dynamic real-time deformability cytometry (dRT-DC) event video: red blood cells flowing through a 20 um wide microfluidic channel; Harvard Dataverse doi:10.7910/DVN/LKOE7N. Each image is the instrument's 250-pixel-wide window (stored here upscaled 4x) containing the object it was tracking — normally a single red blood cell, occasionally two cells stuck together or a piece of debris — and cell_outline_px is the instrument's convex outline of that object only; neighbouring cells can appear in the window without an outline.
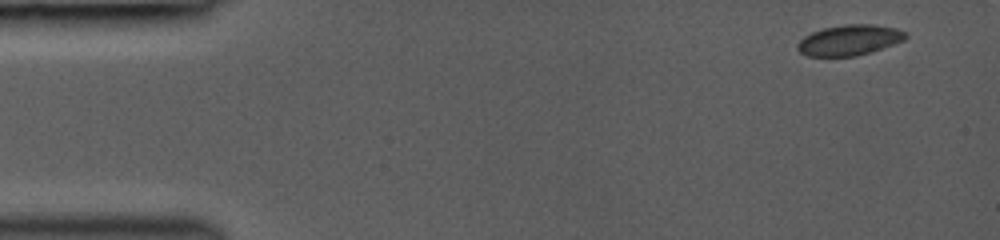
{"species": "common noctule bat (a hibernating species)", "species_latin": "Nyctalus noctula", "temperature_condition": "room temperature", "stored_images_in_passage": 38, "camera_frame_rate_fps": 3000, "um_per_image_px": 0.085, "animal": {"sex": "female", "body_mass_g": 19.0, "forearm_length_mm": 53.3}, "frame": {"image": 1, "passage_image": 1, "time_ms": 0.0, "image_size_px": [1000, 240], "cell_outline_px": [[908, 36], [904, 40], [872, 52], [856, 56], [808, 56], [800, 52], [796, 48], [796, 44], [804, 36], [812, 32], [824, 28], [844, 24], [876, 24], [896, 28], [908, 32]], "centroid_in_image_um": [72.22, 3.4], "position_along_channel_um": 12.8, "area_um2": 19.42}}
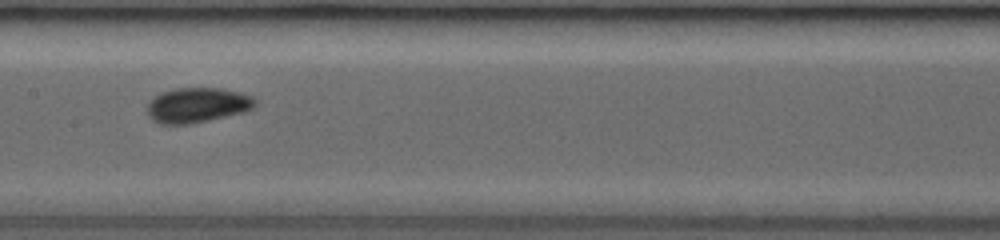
{"frame": {"image": 2, "passage_image": 21, "time_ms": 7.0, "image_size_px": [1000, 240], "cell_outline_px": [[256, 104], [252, 108], [244, 112], [188, 124], [160, 124], [152, 120], [148, 116], [148, 104], [160, 92], [176, 88], [220, 88], [240, 92], [252, 96], [256, 100]], "centroid_in_image_um": [16.77, 8.93], "position_along_channel_um": 190.6, "area_um2": 21.85}}
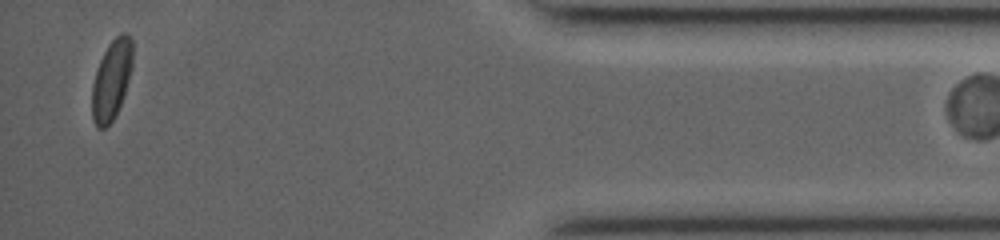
{"frame": {"image": 3, "passage_image": 37, "time_ms": 13.667, "image_size_px": [1000, 240], "cell_outline_px": [[132, 68], [120, 104], [112, 120], [104, 128], [96, 128], [92, 120], [92, 84], [100, 60], [108, 44], [120, 32], [124, 32], [132, 36]], "centroid_in_image_um": [9.48, 6.75], "position_along_channel_um": 425.7, "area_um2": 18.73}}